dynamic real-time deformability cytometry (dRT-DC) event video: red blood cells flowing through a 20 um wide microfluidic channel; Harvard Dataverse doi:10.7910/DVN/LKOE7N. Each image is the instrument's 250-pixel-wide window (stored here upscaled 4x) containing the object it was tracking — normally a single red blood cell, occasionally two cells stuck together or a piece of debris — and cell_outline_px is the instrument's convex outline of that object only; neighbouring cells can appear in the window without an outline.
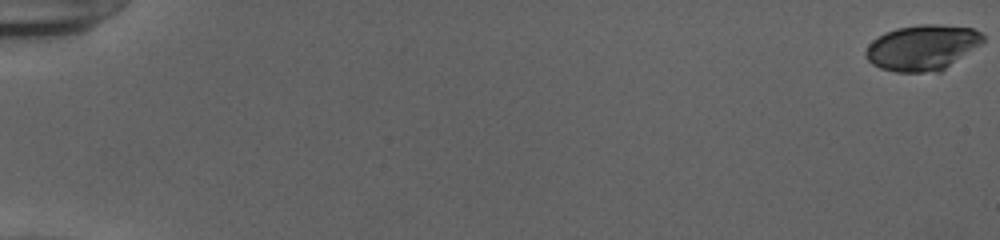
{"species": "human", "species_latin": "Homo sapiens", "temperature_condition": "cold", "stored_images_in_passage": 55, "camera_frame_rate_fps": 3000, "um_per_image_px": 0.085, "donor": {"sex": "female"}, "frame": {"image": 1, "passage_image": 1, "time_ms": 0.0, "image_size_px": [1000, 240], "cell_outline_px": [[984, 40], [980, 44], [940, 72], [896, 72], [880, 68], [872, 64], [864, 56], [864, 52], [868, 44], [872, 40], [884, 32], [896, 28], [920, 24], [940, 24], [972, 28], [980, 32], [984, 36]], "centroid_in_image_um": [78.35, 4.04], "position_along_channel_um": 6.6, "area_um2": 31.21}}
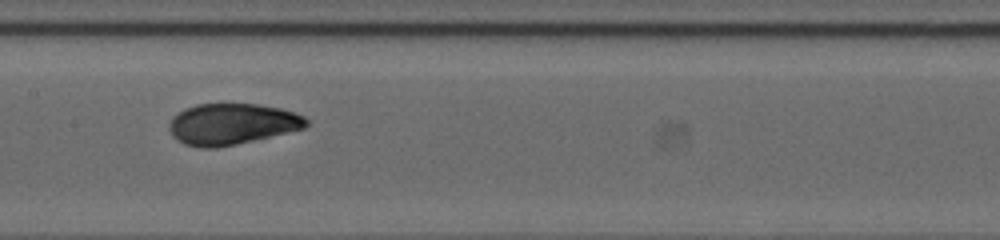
{"frame": {"image": 2, "passage_image": 30, "time_ms": 9.667, "image_size_px": [1000, 240], "cell_outline_px": [[308, 124], [304, 128], [288, 132], [236, 144], [216, 148], [200, 148], [184, 144], [176, 140], [172, 136], [168, 128], [168, 124], [172, 116], [184, 108], [196, 104], [256, 104], [280, 108], [304, 116], [308, 120]], "centroid_in_image_um": [19.65, 10.54], "position_along_channel_um": 187.7, "area_um2": 32.95}}
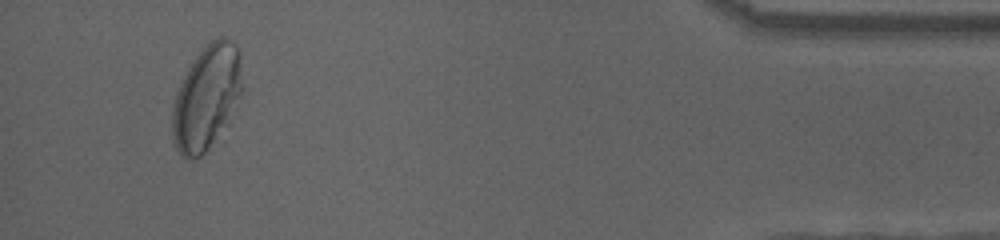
{"frame": {"image": 3, "passage_image": 52, "time_ms": 17.0, "image_size_px": [1000, 240], "cell_outline_px": [[240, 92], [224, 144], [192, 160], [188, 160], [176, 148], [172, 140], [172, 112], [176, 92], [188, 68], [196, 56], [216, 36], [224, 36], [232, 40], [236, 44], [240, 52]], "centroid_in_image_um": [17.59, 8.43], "position_along_channel_um": 417.6, "area_um2": 43.93}, "authors_computed_cell_mechanics": {"area_um2": 32.946, "velocity_mm_per_s": 3.9166, "shape_relaxation_time_tau1_ms": 6.0077, "shape_relaxation_time_tau2_ms": null, "deformation_change_tau1": 0.2008, "deformation_change_tau2": null}}